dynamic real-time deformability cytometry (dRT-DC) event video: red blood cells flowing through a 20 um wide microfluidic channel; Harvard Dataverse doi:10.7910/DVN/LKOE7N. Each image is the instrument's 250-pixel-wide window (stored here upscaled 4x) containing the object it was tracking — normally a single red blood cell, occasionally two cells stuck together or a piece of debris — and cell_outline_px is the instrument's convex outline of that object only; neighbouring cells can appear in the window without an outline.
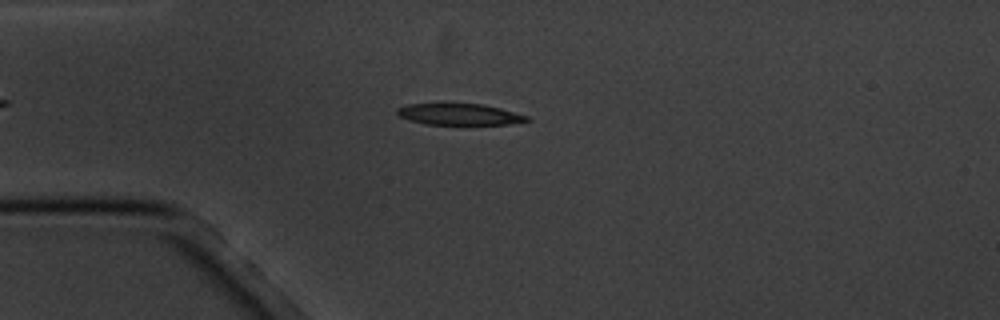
{"species": "common noctule bat (a hibernating species)", "species_latin": "Nyctalus noctula", "temperature_condition": "cold", "stored_images_in_passage": 16, "camera_frame_rate_fps": 3000, "um_per_image_px": 0.085, "animal": {"sex": "male", "body_mass_g": 20.1, "forearm_length_mm": 53.5}, "frame": {"image": 1, "passage_image": 5, "time_ms": 4.667, "image_size_px": [1000, 320], "cell_outline_px": [[532, 120], [508, 124], [424, 124], [408, 120], [400, 116], [396, 112], [396, 108], [408, 104], [484, 104], [500, 108], [528, 116]], "centroid_in_image_um": [39.03, 9.72], "position_along_channel_um": 46.0, "area_um2": 16.01}}
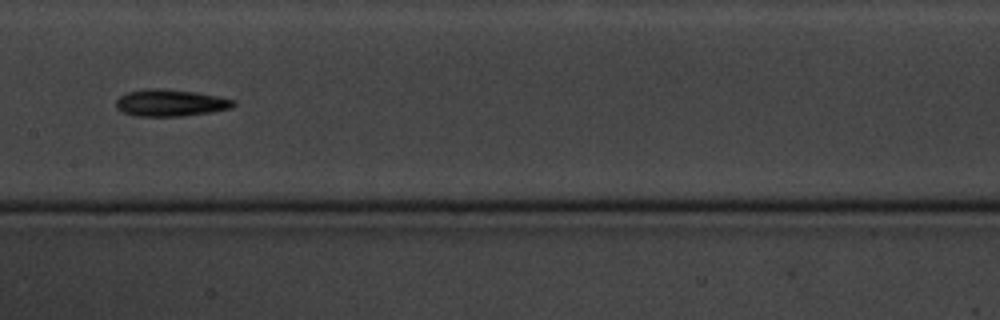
{"frame": {"image": 2, "passage_image": 9, "time_ms": 9.333, "image_size_px": [1000, 320], "cell_outline_px": [[236, 104], [232, 108], [208, 112], [180, 116], [136, 116], [124, 112], [116, 108], [116, 100], [120, 96], [128, 92], [144, 88], [164, 88], [192, 92], [216, 96], [236, 100]], "centroid_in_image_um": [14.46, 8.73], "position_along_channel_um": 192.9, "area_um2": 18.26}}
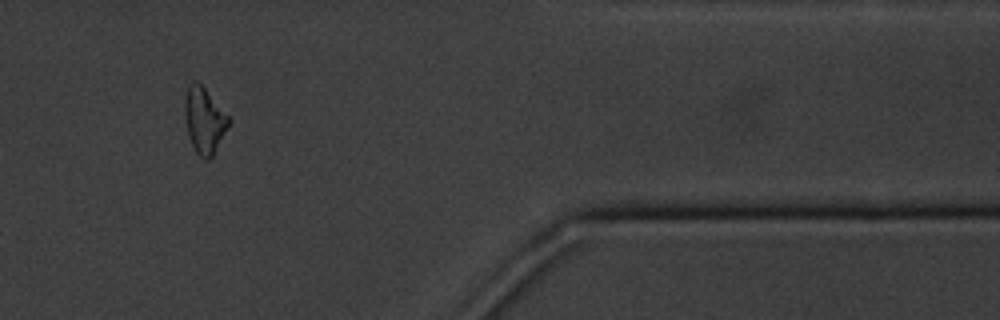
{"frame": {"image": 3, "passage_image": 14, "time_ms": 16.0, "image_size_px": [1000, 320], "cell_outline_px": [[232, 120], [212, 156], [208, 160], [204, 160], [196, 152], [192, 144], [188, 132], [184, 112], [184, 104], [188, 84], [192, 80], [196, 80], [204, 88]], "centroid_in_image_um": [17.36, 10.22], "position_along_channel_um": 394.0, "area_um2": 16.65}, "authors_computed_cell_mechanics": {"area_um2": 16.6753, "velocity_mm_per_s": 3.4587, "shape_relaxation_time_tau1_ms": 2.1951, "shape_relaxation_time_tau2_ms": null, "deformation_change_tau1": 0.1047, "deformation_change_tau2": null}}